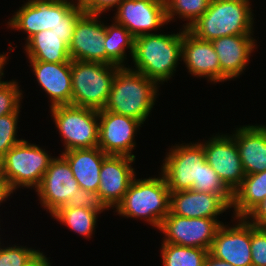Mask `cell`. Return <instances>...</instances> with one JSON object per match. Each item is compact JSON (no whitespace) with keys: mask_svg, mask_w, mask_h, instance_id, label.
Masks as SVG:
<instances>
[{"mask_svg":"<svg viewBox=\"0 0 266 266\" xmlns=\"http://www.w3.org/2000/svg\"><path fill=\"white\" fill-rule=\"evenodd\" d=\"M159 87L140 72L120 67L103 110L132 117L144 124L155 105Z\"/></svg>","mask_w":266,"mask_h":266,"instance_id":"cell-2","label":"cell"},{"mask_svg":"<svg viewBox=\"0 0 266 266\" xmlns=\"http://www.w3.org/2000/svg\"><path fill=\"white\" fill-rule=\"evenodd\" d=\"M52 159L45 149L23 139L0 159V173L14 190L20 186L35 190Z\"/></svg>","mask_w":266,"mask_h":266,"instance_id":"cell-6","label":"cell"},{"mask_svg":"<svg viewBox=\"0 0 266 266\" xmlns=\"http://www.w3.org/2000/svg\"><path fill=\"white\" fill-rule=\"evenodd\" d=\"M99 17L100 14L84 13L78 19L69 45L71 60L106 64V25Z\"/></svg>","mask_w":266,"mask_h":266,"instance_id":"cell-16","label":"cell"},{"mask_svg":"<svg viewBox=\"0 0 266 266\" xmlns=\"http://www.w3.org/2000/svg\"><path fill=\"white\" fill-rule=\"evenodd\" d=\"M68 161L60 155L53 158L43 175L40 185L35 189L40 204L50 215L66 205L79 189Z\"/></svg>","mask_w":266,"mask_h":266,"instance_id":"cell-12","label":"cell"},{"mask_svg":"<svg viewBox=\"0 0 266 266\" xmlns=\"http://www.w3.org/2000/svg\"><path fill=\"white\" fill-rule=\"evenodd\" d=\"M169 204L170 191L162 174L157 178H134L116 212L123 217L144 219L159 229L169 213Z\"/></svg>","mask_w":266,"mask_h":266,"instance_id":"cell-4","label":"cell"},{"mask_svg":"<svg viewBox=\"0 0 266 266\" xmlns=\"http://www.w3.org/2000/svg\"><path fill=\"white\" fill-rule=\"evenodd\" d=\"M63 207H84L94 210L99 214L104 210H109L100 199L98 192H91L82 188H79Z\"/></svg>","mask_w":266,"mask_h":266,"instance_id":"cell-34","label":"cell"},{"mask_svg":"<svg viewBox=\"0 0 266 266\" xmlns=\"http://www.w3.org/2000/svg\"><path fill=\"white\" fill-rule=\"evenodd\" d=\"M211 0H165L166 15L168 23L178 18H184V21H189L186 25L183 24L184 29H188L197 21L208 9Z\"/></svg>","mask_w":266,"mask_h":266,"instance_id":"cell-29","label":"cell"},{"mask_svg":"<svg viewBox=\"0 0 266 266\" xmlns=\"http://www.w3.org/2000/svg\"><path fill=\"white\" fill-rule=\"evenodd\" d=\"M134 161L133 157L115 155H108L103 160L97 192L108 209L116 208L136 177L131 166Z\"/></svg>","mask_w":266,"mask_h":266,"instance_id":"cell-17","label":"cell"},{"mask_svg":"<svg viewBox=\"0 0 266 266\" xmlns=\"http://www.w3.org/2000/svg\"><path fill=\"white\" fill-rule=\"evenodd\" d=\"M0 244L1 241H0ZM43 252L26 246L3 247L0 245V266H29L31 265Z\"/></svg>","mask_w":266,"mask_h":266,"instance_id":"cell-31","label":"cell"},{"mask_svg":"<svg viewBox=\"0 0 266 266\" xmlns=\"http://www.w3.org/2000/svg\"><path fill=\"white\" fill-rule=\"evenodd\" d=\"M209 139L201 142L206 161L225 185L234 192L245 178L236 142L232 134L230 136L218 133Z\"/></svg>","mask_w":266,"mask_h":266,"instance_id":"cell-13","label":"cell"},{"mask_svg":"<svg viewBox=\"0 0 266 266\" xmlns=\"http://www.w3.org/2000/svg\"><path fill=\"white\" fill-rule=\"evenodd\" d=\"M29 61L65 63L71 60L69 46L63 42L54 29L44 30L33 35L25 44Z\"/></svg>","mask_w":266,"mask_h":266,"instance_id":"cell-24","label":"cell"},{"mask_svg":"<svg viewBox=\"0 0 266 266\" xmlns=\"http://www.w3.org/2000/svg\"><path fill=\"white\" fill-rule=\"evenodd\" d=\"M65 1H68V0H65ZM83 0H75L73 1L75 4H80Z\"/></svg>","mask_w":266,"mask_h":266,"instance_id":"cell-43","label":"cell"},{"mask_svg":"<svg viewBox=\"0 0 266 266\" xmlns=\"http://www.w3.org/2000/svg\"><path fill=\"white\" fill-rule=\"evenodd\" d=\"M15 190L11 187L10 183L0 173V205L3 201H6Z\"/></svg>","mask_w":266,"mask_h":266,"instance_id":"cell-39","label":"cell"},{"mask_svg":"<svg viewBox=\"0 0 266 266\" xmlns=\"http://www.w3.org/2000/svg\"><path fill=\"white\" fill-rule=\"evenodd\" d=\"M233 138L245 175L266 170V129L261 125H246L234 130Z\"/></svg>","mask_w":266,"mask_h":266,"instance_id":"cell-22","label":"cell"},{"mask_svg":"<svg viewBox=\"0 0 266 266\" xmlns=\"http://www.w3.org/2000/svg\"><path fill=\"white\" fill-rule=\"evenodd\" d=\"M84 10L79 4H76L63 18L62 22L56 27H53L54 32L57 33L61 40L68 46L71 43L74 33L75 25L78 19L84 14Z\"/></svg>","mask_w":266,"mask_h":266,"instance_id":"cell-36","label":"cell"},{"mask_svg":"<svg viewBox=\"0 0 266 266\" xmlns=\"http://www.w3.org/2000/svg\"><path fill=\"white\" fill-rule=\"evenodd\" d=\"M250 0H211L206 12L187 30L196 38L212 41L229 35H253Z\"/></svg>","mask_w":266,"mask_h":266,"instance_id":"cell-3","label":"cell"},{"mask_svg":"<svg viewBox=\"0 0 266 266\" xmlns=\"http://www.w3.org/2000/svg\"><path fill=\"white\" fill-rule=\"evenodd\" d=\"M19 87L13 79L0 85V117L16 113L20 109L23 94Z\"/></svg>","mask_w":266,"mask_h":266,"instance_id":"cell-33","label":"cell"},{"mask_svg":"<svg viewBox=\"0 0 266 266\" xmlns=\"http://www.w3.org/2000/svg\"><path fill=\"white\" fill-rule=\"evenodd\" d=\"M69 163L79 187L97 192L100 183V170L108 156L99 147L73 149L61 154Z\"/></svg>","mask_w":266,"mask_h":266,"instance_id":"cell-23","label":"cell"},{"mask_svg":"<svg viewBox=\"0 0 266 266\" xmlns=\"http://www.w3.org/2000/svg\"><path fill=\"white\" fill-rule=\"evenodd\" d=\"M191 190L220 195L230 206L233 201V192L207 161L200 164L199 184H193Z\"/></svg>","mask_w":266,"mask_h":266,"instance_id":"cell-30","label":"cell"},{"mask_svg":"<svg viewBox=\"0 0 266 266\" xmlns=\"http://www.w3.org/2000/svg\"><path fill=\"white\" fill-rule=\"evenodd\" d=\"M50 109L64 140L63 152L98 147V110L73 105H57Z\"/></svg>","mask_w":266,"mask_h":266,"instance_id":"cell-7","label":"cell"},{"mask_svg":"<svg viewBox=\"0 0 266 266\" xmlns=\"http://www.w3.org/2000/svg\"><path fill=\"white\" fill-rule=\"evenodd\" d=\"M203 266H233L230 263L219 260L212 256L210 253L207 254Z\"/></svg>","mask_w":266,"mask_h":266,"instance_id":"cell-40","label":"cell"},{"mask_svg":"<svg viewBox=\"0 0 266 266\" xmlns=\"http://www.w3.org/2000/svg\"><path fill=\"white\" fill-rule=\"evenodd\" d=\"M116 9L114 22L135 38L168 23L165 0H123Z\"/></svg>","mask_w":266,"mask_h":266,"instance_id":"cell-14","label":"cell"},{"mask_svg":"<svg viewBox=\"0 0 266 266\" xmlns=\"http://www.w3.org/2000/svg\"><path fill=\"white\" fill-rule=\"evenodd\" d=\"M135 37L124 27L115 22L106 24L105 51L106 64L125 67L127 54L125 49H129L131 57L134 52Z\"/></svg>","mask_w":266,"mask_h":266,"instance_id":"cell-26","label":"cell"},{"mask_svg":"<svg viewBox=\"0 0 266 266\" xmlns=\"http://www.w3.org/2000/svg\"><path fill=\"white\" fill-rule=\"evenodd\" d=\"M19 113L20 109L16 113L0 117V159L9 149L23 140L16 137Z\"/></svg>","mask_w":266,"mask_h":266,"instance_id":"cell-32","label":"cell"},{"mask_svg":"<svg viewBox=\"0 0 266 266\" xmlns=\"http://www.w3.org/2000/svg\"><path fill=\"white\" fill-rule=\"evenodd\" d=\"M183 29L182 59L194 77H207L208 81L221 82V67L211 41L196 38Z\"/></svg>","mask_w":266,"mask_h":266,"instance_id":"cell-19","label":"cell"},{"mask_svg":"<svg viewBox=\"0 0 266 266\" xmlns=\"http://www.w3.org/2000/svg\"><path fill=\"white\" fill-rule=\"evenodd\" d=\"M161 258L163 266H203L208 250L162 243Z\"/></svg>","mask_w":266,"mask_h":266,"instance_id":"cell-28","label":"cell"},{"mask_svg":"<svg viewBox=\"0 0 266 266\" xmlns=\"http://www.w3.org/2000/svg\"><path fill=\"white\" fill-rule=\"evenodd\" d=\"M231 206L217 194L186 190L170 192L169 211L185 218H217Z\"/></svg>","mask_w":266,"mask_h":266,"instance_id":"cell-20","label":"cell"},{"mask_svg":"<svg viewBox=\"0 0 266 266\" xmlns=\"http://www.w3.org/2000/svg\"><path fill=\"white\" fill-rule=\"evenodd\" d=\"M224 224L217 218H185L170 211L159 230L164 234L163 243L210 250L219 227Z\"/></svg>","mask_w":266,"mask_h":266,"instance_id":"cell-9","label":"cell"},{"mask_svg":"<svg viewBox=\"0 0 266 266\" xmlns=\"http://www.w3.org/2000/svg\"><path fill=\"white\" fill-rule=\"evenodd\" d=\"M8 56L7 54H0V85L4 84L6 81H1V78L4 75L3 68L5 67L4 65L7 63Z\"/></svg>","mask_w":266,"mask_h":266,"instance_id":"cell-42","label":"cell"},{"mask_svg":"<svg viewBox=\"0 0 266 266\" xmlns=\"http://www.w3.org/2000/svg\"><path fill=\"white\" fill-rule=\"evenodd\" d=\"M75 5L73 0H28L9 19L8 27L27 33V42L33 35L56 27Z\"/></svg>","mask_w":266,"mask_h":266,"instance_id":"cell-10","label":"cell"},{"mask_svg":"<svg viewBox=\"0 0 266 266\" xmlns=\"http://www.w3.org/2000/svg\"><path fill=\"white\" fill-rule=\"evenodd\" d=\"M238 219L233 227H219L209 253L233 266H252L251 223L246 218Z\"/></svg>","mask_w":266,"mask_h":266,"instance_id":"cell-15","label":"cell"},{"mask_svg":"<svg viewBox=\"0 0 266 266\" xmlns=\"http://www.w3.org/2000/svg\"><path fill=\"white\" fill-rule=\"evenodd\" d=\"M245 218L249 219V222L256 227L266 229V198L263 199Z\"/></svg>","mask_w":266,"mask_h":266,"instance_id":"cell-38","label":"cell"},{"mask_svg":"<svg viewBox=\"0 0 266 266\" xmlns=\"http://www.w3.org/2000/svg\"><path fill=\"white\" fill-rule=\"evenodd\" d=\"M183 30L177 34H144L134 40L132 60L134 69L155 81L164 84L176 71L182 57Z\"/></svg>","mask_w":266,"mask_h":266,"instance_id":"cell-1","label":"cell"},{"mask_svg":"<svg viewBox=\"0 0 266 266\" xmlns=\"http://www.w3.org/2000/svg\"><path fill=\"white\" fill-rule=\"evenodd\" d=\"M123 0H83L79 5L85 13L102 14L110 8L117 7Z\"/></svg>","mask_w":266,"mask_h":266,"instance_id":"cell-37","label":"cell"},{"mask_svg":"<svg viewBox=\"0 0 266 266\" xmlns=\"http://www.w3.org/2000/svg\"><path fill=\"white\" fill-rule=\"evenodd\" d=\"M98 119V147L107 155L135 158L131 151L136 146L135 134L142 123L107 110H99Z\"/></svg>","mask_w":266,"mask_h":266,"instance_id":"cell-11","label":"cell"},{"mask_svg":"<svg viewBox=\"0 0 266 266\" xmlns=\"http://www.w3.org/2000/svg\"><path fill=\"white\" fill-rule=\"evenodd\" d=\"M29 266H51L50 260L43 253Z\"/></svg>","mask_w":266,"mask_h":266,"instance_id":"cell-41","label":"cell"},{"mask_svg":"<svg viewBox=\"0 0 266 266\" xmlns=\"http://www.w3.org/2000/svg\"><path fill=\"white\" fill-rule=\"evenodd\" d=\"M206 161L202 143H184L167 152L161 166V173L170 192L191 190L193 184H199L200 164Z\"/></svg>","mask_w":266,"mask_h":266,"instance_id":"cell-8","label":"cell"},{"mask_svg":"<svg viewBox=\"0 0 266 266\" xmlns=\"http://www.w3.org/2000/svg\"><path fill=\"white\" fill-rule=\"evenodd\" d=\"M119 68L117 65L71 60V105L103 110Z\"/></svg>","mask_w":266,"mask_h":266,"instance_id":"cell-5","label":"cell"},{"mask_svg":"<svg viewBox=\"0 0 266 266\" xmlns=\"http://www.w3.org/2000/svg\"><path fill=\"white\" fill-rule=\"evenodd\" d=\"M252 266H266V229L251 224Z\"/></svg>","mask_w":266,"mask_h":266,"instance_id":"cell-35","label":"cell"},{"mask_svg":"<svg viewBox=\"0 0 266 266\" xmlns=\"http://www.w3.org/2000/svg\"><path fill=\"white\" fill-rule=\"evenodd\" d=\"M266 198V170L245 175L241 184L233 192L231 208L234 219L245 218L263 199Z\"/></svg>","mask_w":266,"mask_h":266,"instance_id":"cell-25","label":"cell"},{"mask_svg":"<svg viewBox=\"0 0 266 266\" xmlns=\"http://www.w3.org/2000/svg\"><path fill=\"white\" fill-rule=\"evenodd\" d=\"M98 214V212L84 207H61L51 216L75 233L89 239L95 232Z\"/></svg>","mask_w":266,"mask_h":266,"instance_id":"cell-27","label":"cell"},{"mask_svg":"<svg viewBox=\"0 0 266 266\" xmlns=\"http://www.w3.org/2000/svg\"><path fill=\"white\" fill-rule=\"evenodd\" d=\"M38 85L51 99V107L71 105L72 75L71 60L65 63L29 61Z\"/></svg>","mask_w":266,"mask_h":266,"instance_id":"cell-21","label":"cell"},{"mask_svg":"<svg viewBox=\"0 0 266 266\" xmlns=\"http://www.w3.org/2000/svg\"><path fill=\"white\" fill-rule=\"evenodd\" d=\"M252 36L229 35L211 41L220 62L221 82L235 79L244 72L257 46Z\"/></svg>","mask_w":266,"mask_h":266,"instance_id":"cell-18","label":"cell"}]
</instances>
